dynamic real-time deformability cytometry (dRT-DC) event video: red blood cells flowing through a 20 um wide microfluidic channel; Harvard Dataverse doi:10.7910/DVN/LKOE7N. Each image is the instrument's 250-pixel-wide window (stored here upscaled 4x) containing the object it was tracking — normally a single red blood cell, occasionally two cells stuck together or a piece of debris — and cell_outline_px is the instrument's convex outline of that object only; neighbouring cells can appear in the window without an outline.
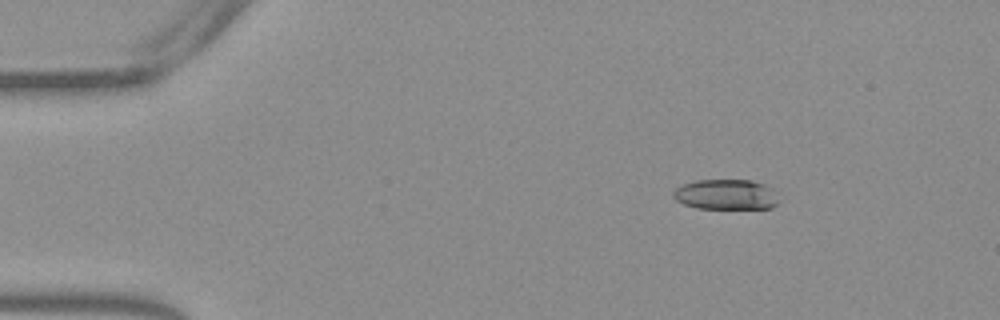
{"species": "Egyptian fruit bat (a non-hibernating species)", "species_latin": "Rousettus aegyptiacus", "temperature_condition": "warm", "stored_images_in_passage": 47, "camera_frame_rate_fps": 3000, "um_per_image_px": 0.085, "frame": {"image": 1, "passage_image": 1, "time_ms": 0.0, "image_size_px": [1000, 320], "cell_outline_px": [[776, 204], [772, 208], [696, 208], [684, 204], [676, 200], [672, 196], [672, 192], [676, 188], [684, 184], [696, 180], [752, 180], [764, 184], [772, 188], [776, 200]], "centroid_in_image_um": [61.67, 16.53], "position_along_channel_um": 23.3, "area_um2": 18.44}}
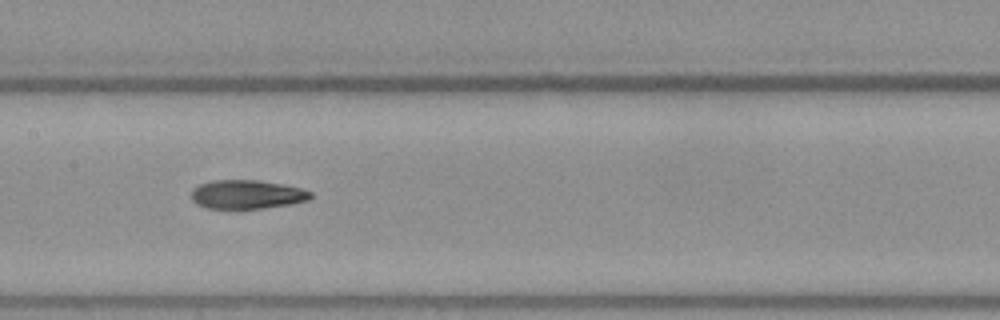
{"frame": {"image": 2, "passage_image": 20, "time_ms": 6.333, "image_size_px": [1000, 320], "cell_outline_px": [[312, 196], [308, 200], [292, 204], [264, 208], [228, 212], [204, 208], [196, 204], [192, 200], [192, 188], [200, 184], [212, 180], [256, 180], [280, 184], [300, 188], [312, 192]], "centroid_in_image_um": [20.91, 16.58], "position_along_channel_um": 186.5, "area_um2": 20.87}}
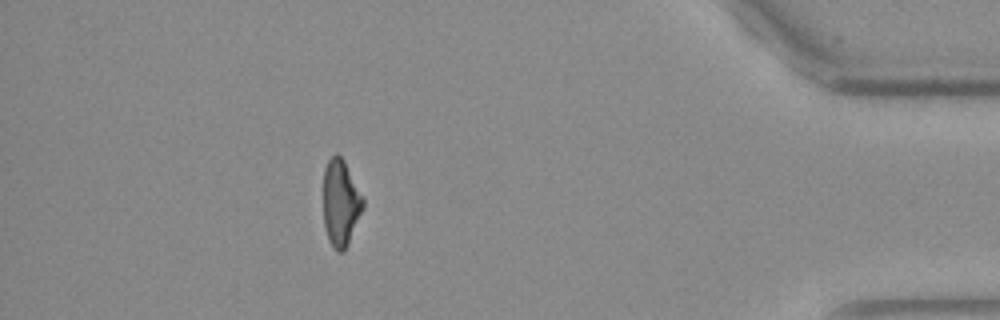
{"frame": {"image": 3, "passage_image": 41, "time_ms": 13.333, "image_size_px": [1000, 320], "cell_outline_px": [[364, 208], [348, 244], [344, 252], [336, 252], [332, 248], [328, 240], [324, 228], [324, 168], [328, 160], [336, 152], [344, 160], [364, 200]], "centroid_in_image_um": [28.95, 17.29], "position_along_channel_um": 406.2, "area_um2": 20.11}, "authors_computed_cell_mechanics": {"area_um2": 20.4034, "velocity_mm_per_s": 3.8362, "shape_relaxation_time_tau1_ms": 10.2036, "shape_relaxation_time_tau2_ms": 3.2445, "deformation_change_tau1": 0.2332, "deformation_change_tau2": 0.1182}}